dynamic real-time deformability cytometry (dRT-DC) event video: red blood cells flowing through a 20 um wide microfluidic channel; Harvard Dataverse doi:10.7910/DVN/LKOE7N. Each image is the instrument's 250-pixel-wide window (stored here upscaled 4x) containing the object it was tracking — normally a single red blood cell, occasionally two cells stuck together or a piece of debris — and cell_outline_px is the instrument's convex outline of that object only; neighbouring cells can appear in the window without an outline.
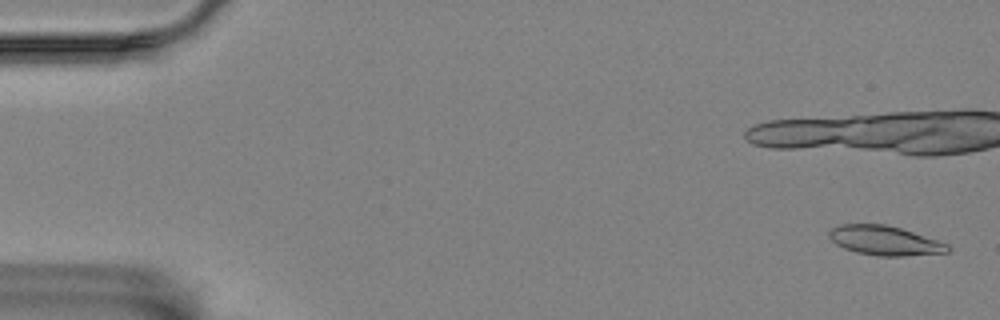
{"species": "Egyptian fruit bat (a non-hibernating species)", "species_latin": "Rousettus aegyptiacus", "temperature_condition": "room temperature", "stored_images_in_passage": 42, "camera_frame_rate_fps": 3000, "um_per_image_px": 0.085, "animal": {"sex": "female"}, "frame": {"image": 1, "passage_image": 2, "time_ms": 0.333, "image_size_px": [1000, 320], "cell_outline_px": [[952, 248], [948, 252], [904, 256], [876, 256], [856, 252], [844, 248], [836, 244], [828, 236], [828, 232], [832, 228], [840, 224], [884, 224], [900, 228], [948, 244]], "centroid_in_image_um": [75.18, 20.45], "position_along_channel_um": 9.8, "area_um2": 20.23}}
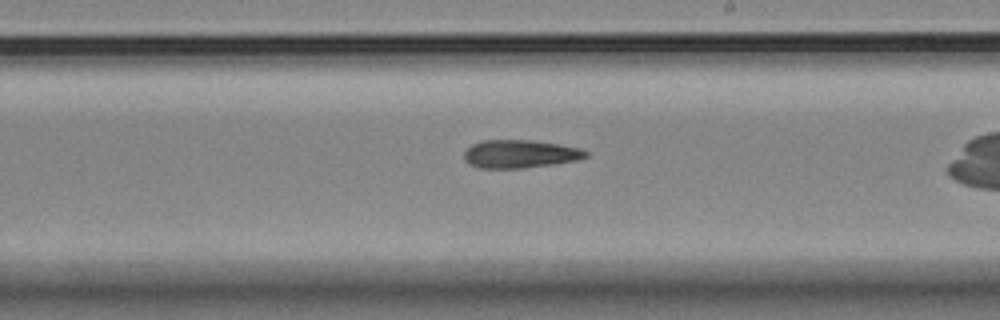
{"frame": {"image": 2, "passage_image": 30, "time_ms": 9.667, "image_size_px": [1000, 320], "cell_outline_px": [[588, 156], [576, 160], [552, 164], [524, 168], [480, 168], [468, 164], [464, 160], [464, 152], [472, 144], [484, 140], [532, 140], [560, 144], [580, 148], [588, 152]], "centroid_in_image_um": [44.18, 13.08], "position_along_channel_um": 244.8, "area_um2": 19.94}}
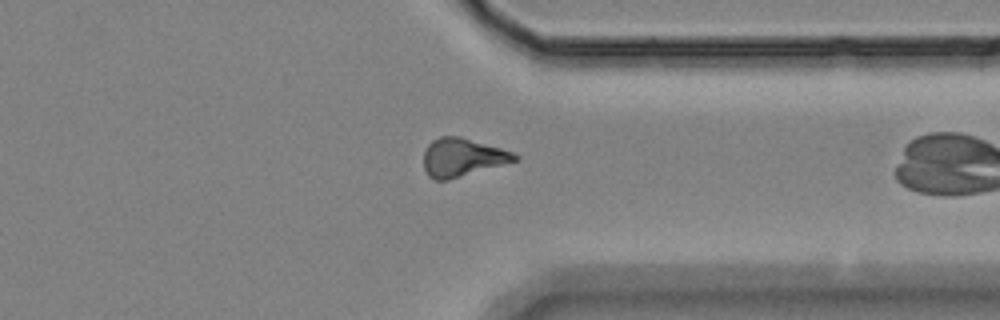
{"frame": {"image": 3, "passage_image": 41, "time_ms": 13.333, "image_size_px": [1000, 320], "cell_outline_px": [[520, 160], [448, 180], [432, 180], [428, 176], [424, 168], [424, 152], [428, 144], [432, 140], [440, 136], [460, 136], [500, 148], [512, 152], [520, 156]], "centroid_in_image_um": [39.3, 13.38], "position_along_channel_um": 372.1, "area_um2": 20.4}}